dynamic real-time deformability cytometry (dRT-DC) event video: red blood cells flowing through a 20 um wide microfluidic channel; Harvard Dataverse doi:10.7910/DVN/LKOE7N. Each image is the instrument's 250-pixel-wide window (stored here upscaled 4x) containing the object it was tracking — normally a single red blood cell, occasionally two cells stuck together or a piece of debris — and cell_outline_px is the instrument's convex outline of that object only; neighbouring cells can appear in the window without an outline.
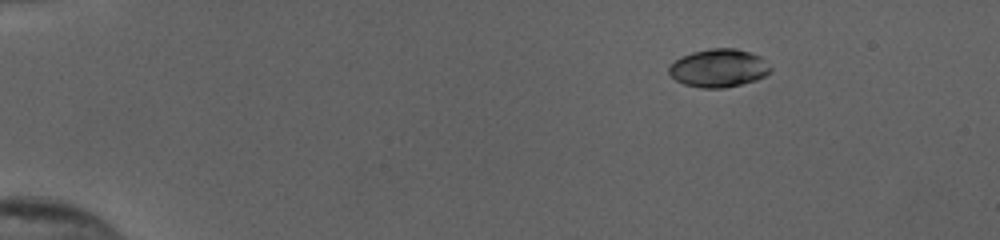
{"species": "human", "species_latin": "Homo sapiens", "temperature_condition": "cold", "stored_images_in_passage": 47, "camera_frame_rate_fps": 3000, "um_per_image_px": 0.085, "donor": {"sex": "female"}, "frame": {"image": 1, "passage_image": 1, "time_ms": 0.0, "image_size_px": [1000, 240], "cell_outline_px": [[772, 68], [764, 76], [756, 80], [724, 88], [704, 88], [684, 84], [676, 80], [668, 72], [668, 68], [680, 56], [692, 52], [708, 48], [736, 48], [760, 56]], "centroid_in_image_um": [61.07, 5.78], "position_along_channel_um": 23.9, "area_um2": 22.43}}
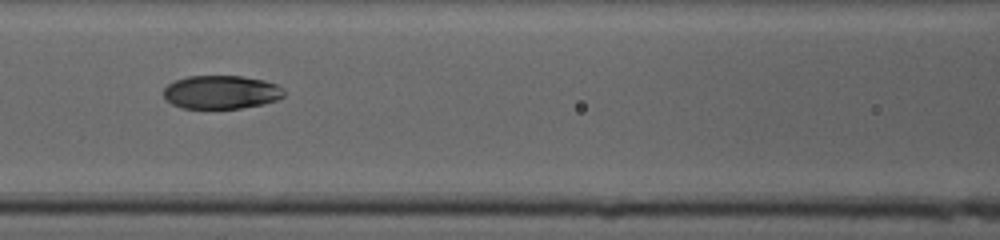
{"frame": {"image": 2, "passage_image": 19, "time_ms": 6.0, "image_size_px": [1000, 240], "cell_outline_px": [[284, 96], [276, 100], [264, 104], [240, 108], [184, 108], [172, 104], [164, 96], [164, 88], [168, 84], [176, 80], [188, 76], [240, 76], [264, 80], [276, 84], [284, 88]], "centroid_in_image_um": [18.83, 7.83], "position_along_channel_um": 147.8, "area_um2": 23.41}}
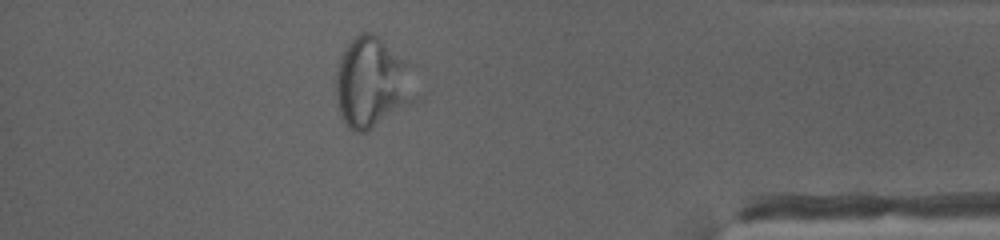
{"frame": {"image": 3, "passage_image": 41, "time_ms": 13.333, "image_size_px": [1000, 240], "cell_outline_px": [[416, 100], [368, 132], [352, 132], [344, 120], [340, 112], [332, 84], [336, 68], [340, 56], [344, 48], [360, 32], [372, 32], [412, 64], [416, 96]], "centroid_in_image_um": [31.61, 7.03], "position_along_channel_um": 403.6, "area_um2": 42.71}}